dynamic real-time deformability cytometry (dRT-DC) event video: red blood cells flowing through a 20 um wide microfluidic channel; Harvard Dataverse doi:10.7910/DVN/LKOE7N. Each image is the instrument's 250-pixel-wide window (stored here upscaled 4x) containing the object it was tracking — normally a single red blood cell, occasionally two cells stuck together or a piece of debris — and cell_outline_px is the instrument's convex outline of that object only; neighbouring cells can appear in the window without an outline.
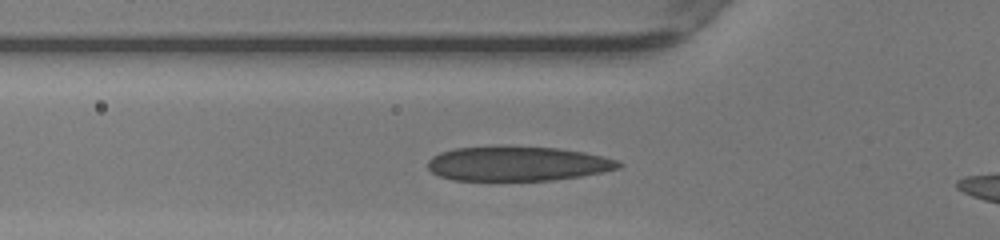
{"species": "human", "species_latin": "Homo sapiens", "temperature_condition": "warm", "stored_images_in_passage": 28, "camera_frame_rate_fps": 3000, "um_per_image_px": 0.085, "donor": {"sex": "female"}, "frame": {"image": 1, "passage_image": 6, "time_ms": 1.667, "image_size_px": [1000, 240], "cell_outline_px": [[624, 164], [620, 168], [580, 176], [552, 180], [452, 180], [436, 176], [428, 168], [428, 160], [432, 156], [440, 152], [456, 148], [496, 144], [556, 148], [584, 152], [620, 160]], "centroid_in_image_um": [43.95, 13.88], "position_along_channel_um": 81.9, "area_um2": 39.19}}
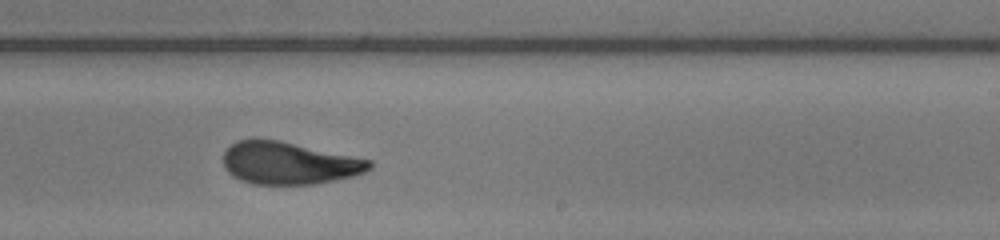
{"frame": {"image": 2, "passage_image": 19, "time_ms": 6.0, "image_size_px": [1000, 240], "cell_outline_px": [[372, 168], [364, 172], [352, 176], [336, 180], [316, 184], [256, 184], [240, 180], [232, 176], [224, 168], [224, 152], [236, 140], [280, 140], [372, 160]], "centroid_in_image_um": [24.57, 13.87], "position_along_channel_um": 264.4, "area_um2": 35.95}}
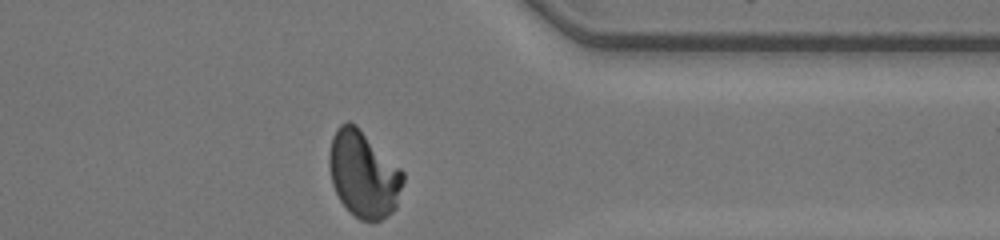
{"frame": {"image": 3, "passage_image": 28, "time_ms": 9.0, "image_size_px": [1000, 240], "cell_outline_px": [[404, 180], [396, 208], [388, 216], [380, 220], [360, 220], [340, 200], [332, 184], [328, 164], [328, 156], [332, 136], [336, 128], [340, 124], [348, 120], [356, 124], [404, 172]], "centroid_in_image_um": [30.89, 14.77], "position_along_channel_um": 380.5, "area_um2": 37.22}, "authors_computed_cell_mechanics": {"area_um2": 37.3099, "velocity_mm_per_s": 4.2237, "shape_relaxation_time_tau1_ms": 5.8421, "shape_relaxation_time_tau2_ms": 0.7456, "deformation_change_tau1": 0.2304, "deformation_change_tau2": 0.0663}}